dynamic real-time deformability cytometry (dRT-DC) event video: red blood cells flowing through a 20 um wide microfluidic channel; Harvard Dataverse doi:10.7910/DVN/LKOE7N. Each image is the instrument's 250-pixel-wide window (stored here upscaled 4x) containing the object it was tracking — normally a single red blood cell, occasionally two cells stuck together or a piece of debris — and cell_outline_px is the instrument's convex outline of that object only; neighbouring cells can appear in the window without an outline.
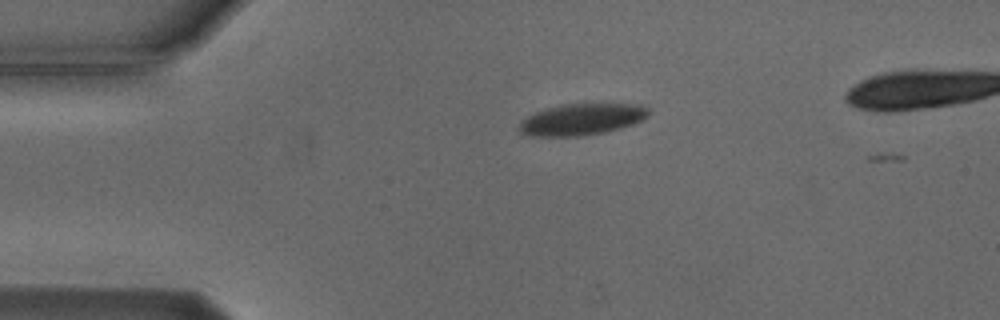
{"species": "Egyptian fruit bat (a non-hibernating species)", "species_latin": "Rousettus aegyptiacus", "temperature_condition": "cold", "stored_images_in_passage": 3, "camera_frame_rate_fps": 3000, "um_per_image_px": 0.085, "animal": {"sex": "male"}, "frame": {"image": 1, "passage_image": 1, "time_ms": 0.0, "image_size_px": [1000, 320], "cell_outline_px": [[648, 116], [632, 124], [620, 128], [604, 132], [580, 136], [532, 136], [520, 132], [516, 128], [520, 120], [536, 112], [560, 104], [640, 104], [648, 108]], "centroid_in_image_um": [49.4, 10.15], "position_along_channel_um": 35.6, "area_um2": 23.64}}